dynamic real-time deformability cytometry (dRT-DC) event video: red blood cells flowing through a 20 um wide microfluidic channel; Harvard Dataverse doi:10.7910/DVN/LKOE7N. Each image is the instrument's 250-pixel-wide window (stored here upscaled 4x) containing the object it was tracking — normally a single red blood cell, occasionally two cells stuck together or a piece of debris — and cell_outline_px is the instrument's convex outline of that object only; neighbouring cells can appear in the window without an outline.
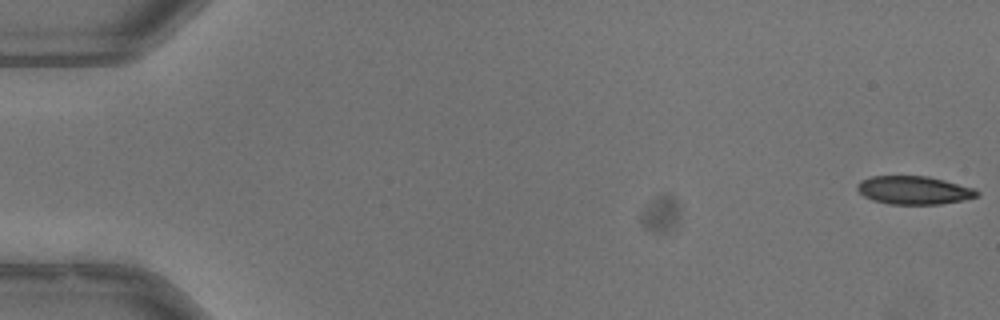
{"species": "common noctule bat (a hibernating species)", "species_latin": "Nyctalus noctula", "temperature_condition": "warm", "stored_images_in_passage": 54, "camera_frame_rate_fps": 3000, "um_per_image_px": 0.085, "animal": {"sex": "male", "body_mass_g": 13.3}, "frame": {"image": 1, "passage_image": 1, "time_ms": 0.0, "image_size_px": [1000, 320], "cell_outline_px": [[980, 196], [940, 204], [888, 204], [872, 200], [864, 196], [856, 188], [856, 184], [860, 180], [872, 176], [928, 176], [976, 188], [980, 192]], "centroid_in_image_um": [77.68, 16.16], "position_along_channel_um": 7.3, "area_um2": 19.83}}
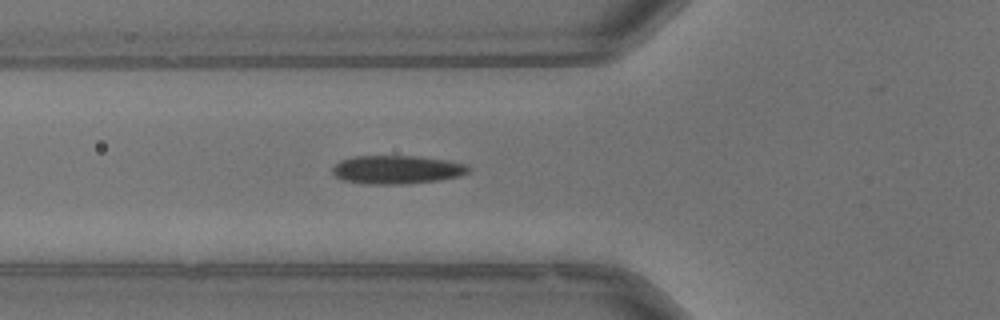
{"frame": {"image": 2, "passage_image": 20, "time_ms": 6.333, "image_size_px": [1000, 320], "cell_outline_px": [[472, 168], [468, 172], [460, 176], [440, 180], [404, 184], [364, 184], [344, 180], [336, 176], [332, 172], [332, 168], [340, 160], [352, 156], [420, 156], [448, 160], [464, 164]], "centroid_in_image_um": [33.74, 14.41], "position_along_channel_um": 92.1, "area_um2": 22.72}}
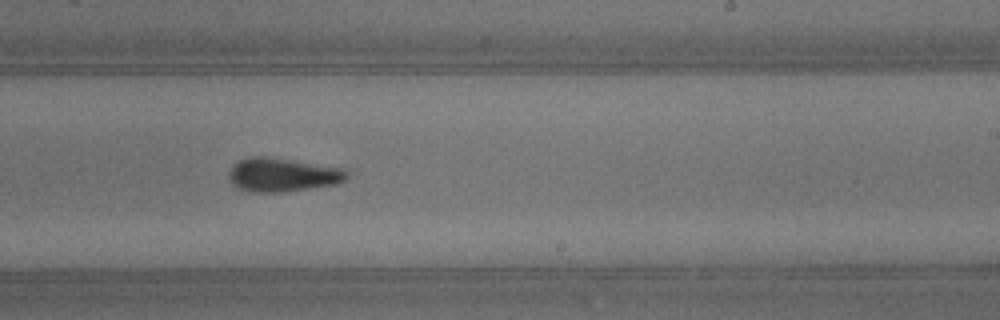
{"frame": {"image": 3, "passage_image": 33, "time_ms": 10.667, "image_size_px": [1000, 320], "cell_outline_px": [[348, 176], [344, 180], [336, 184], [284, 192], [256, 192], [240, 188], [232, 184], [228, 176], [228, 172], [240, 160], [248, 156], [268, 156], [348, 168]], "centroid_in_image_um": [24.06, 14.84], "position_along_channel_um": 264.9, "area_um2": 23.35}, "authors_computed_cell_mechanics": {"area_um2": 21.5305, "velocity_mm_per_s": 3.9775, "shape_relaxation_time_tau1_ms": 7.0778, "shape_relaxation_time_tau2_ms": 2.7095, "deformation_change_tau1": 0.2232, "deformation_change_tau2": 0.1026}}